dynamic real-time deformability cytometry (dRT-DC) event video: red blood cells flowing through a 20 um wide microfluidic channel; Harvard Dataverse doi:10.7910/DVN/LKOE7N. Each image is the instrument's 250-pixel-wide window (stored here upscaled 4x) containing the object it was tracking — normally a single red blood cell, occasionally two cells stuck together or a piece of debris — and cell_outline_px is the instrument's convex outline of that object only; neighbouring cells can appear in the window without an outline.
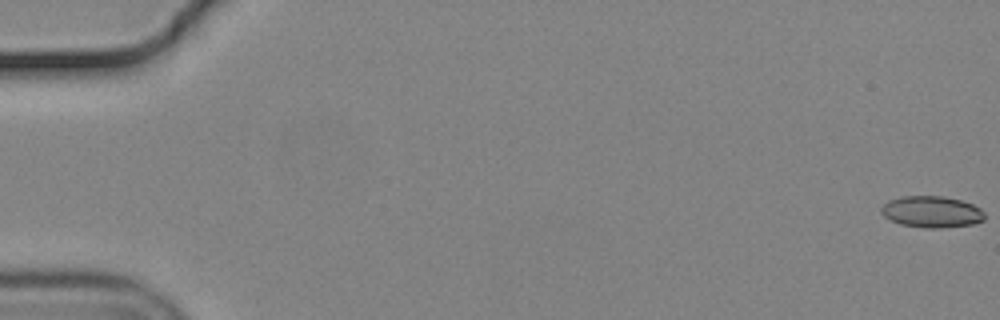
{"species": "common noctule bat (a hibernating species)", "species_latin": "Nyctalus noctula", "temperature_condition": "cold", "stored_images_in_passage": 17, "camera_frame_rate_fps": 3000, "um_per_image_px": 0.085, "animal": {"sex": "male", "body_mass_g": 19.2, "forearm_length_mm": 51.8}, "frame": {"image": 1, "passage_image": 1, "time_ms": 0.0, "image_size_px": [1000, 320], "cell_outline_px": [[984, 220], [972, 224], [940, 228], [928, 228], [900, 224], [884, 216], [880, 212], [880, 208], [888, 200], [900, 196], [944, 196], [960, 200], [972, 204], [980, 208], [984, 212]], "centroid_in_image_um": [79.18, 17.99], "position_along_channel_um": 5.8, "area_um2": 18.96}}
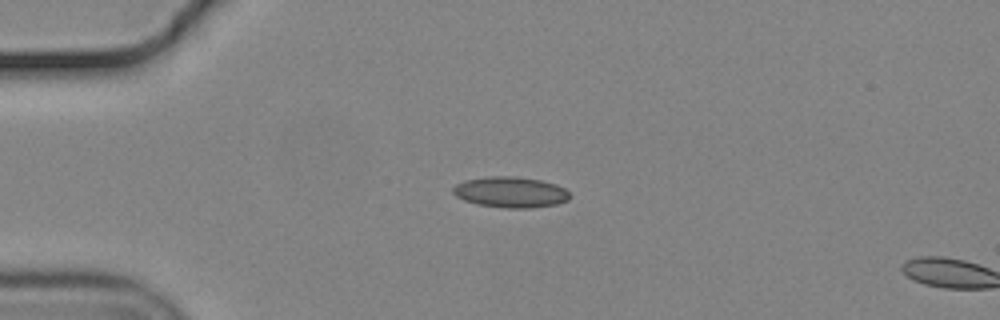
{"frame": {"image": 2, "passage_image": 15, "time_ms": 4.667, "image_size_px": [1000, 320], "cell_outline_px": [[568, 200], [556, 204], [528, 208], [508, 208], [480, 204], [464, 200], [456, 196], [452, 192], [452, 188], [456, 184], [464, 180], [488, 176], [516, 176], [540, 180], [556, 184], [564, 188], [568, 192]], "centroid_in_image_um": [43.37, 16.32], "position_along_channel_um": 41.6, "area_um2": 20.81}}